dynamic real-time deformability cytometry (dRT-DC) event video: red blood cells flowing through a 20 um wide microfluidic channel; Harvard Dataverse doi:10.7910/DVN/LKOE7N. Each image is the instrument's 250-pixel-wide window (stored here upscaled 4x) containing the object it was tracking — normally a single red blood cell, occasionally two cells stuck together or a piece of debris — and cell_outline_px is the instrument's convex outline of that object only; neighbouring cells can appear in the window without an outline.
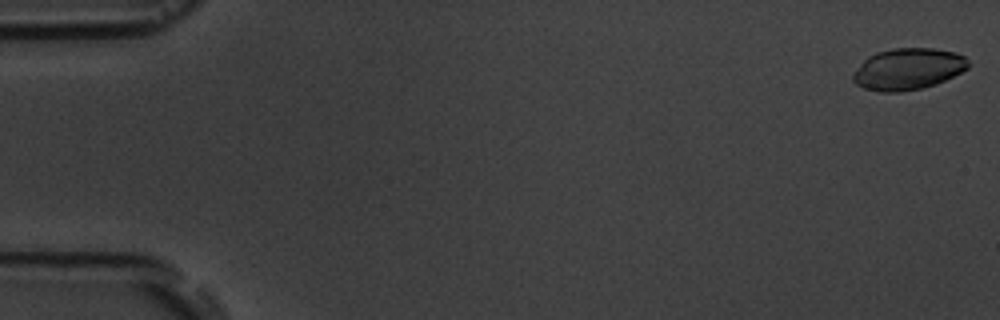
{"species": "common noctule bat (a hibernating species)", "species_latin": "Nyctalus noctula", "temperature_condition": "room temperature", "stored_images_in_passage": 5, "camera_frame_rate_fps": 3000, "um_per_image_px": 0.085, "animal": {"sex": "male", "body_mass_g": 19.5, "forearm_length_mm": 54.6}, "frame": {"image": 1, "passage_image": 1, "time_ms": 0.0, "image_size_px": [1000, 320], "cell_outline_px": [[968, 68], [936, 84], [920, 88], [900, 92], [884, 92], [864, 88], [856, 84], [852, 80], [852, 76], [860, 64], [868, 56], [876, 52], [892, 48], [932, 48], [956, 52], [964, 56], [968, 60]], "centroid_in_image_um": [77.17, 5.85], "position_along_channel_um": 7.8, "area_um2": 27.74}}
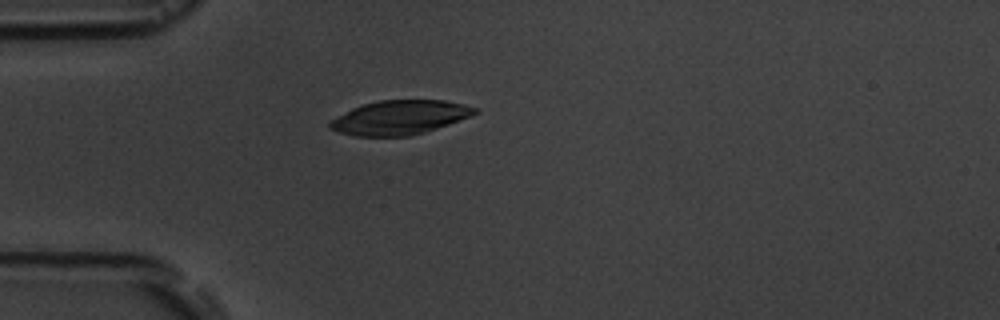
{"frame": {"image": 2, "passage_image": 5, "time_ms": 5.0, "image_size_px": [1000, 320], "cell_outline_px": [[480, 112], [448, 124], [412, 136], [356, 136], [340, 132], [328, 128], [328, 124], [336, 116], [352, 108], [364, 104], [380, 100], [444, 100], [464, 104], [476, 108]], "centroid_in_image_um": [33.96, 9.98], "position_along_channel_um": 51.0, "area_um2": 28.67}}